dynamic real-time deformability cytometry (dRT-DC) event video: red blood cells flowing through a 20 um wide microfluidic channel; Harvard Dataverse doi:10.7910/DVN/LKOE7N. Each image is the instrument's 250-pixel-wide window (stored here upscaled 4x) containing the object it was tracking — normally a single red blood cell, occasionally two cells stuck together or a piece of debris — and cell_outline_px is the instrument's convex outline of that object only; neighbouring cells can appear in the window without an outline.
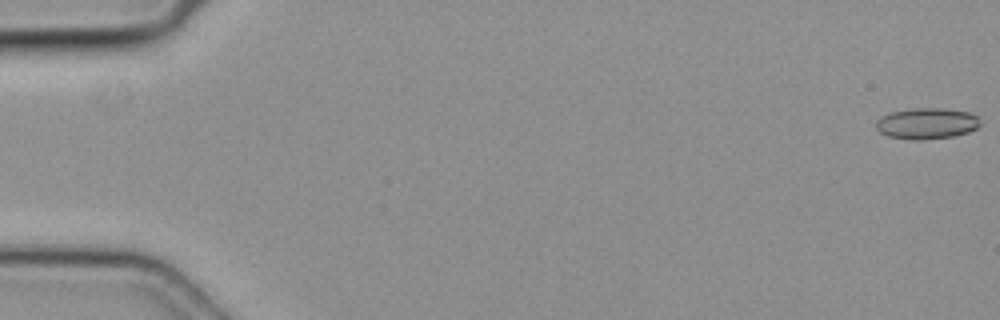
{"species": "common noctule bat (a hibernating species)", "species_latin": "Nyctalus noctula", "temperature_condition": "cold", "stored_images_in_passage": 5, "camera_frame_rate_fps": 3000, "um_per_image_px": 0.085, "animal": {"sex": "female", "body_mass_g": 19.3, "forearm_length_mm": 54.1}, "frame": {"image": 1, "passage_image": 5, "time_ms": 1.333, "image_size_px": [1000, 320], "cell_outline_px": [[980, 124], [976, 128], [968, 132], [952, 136], [924, 140], [912, 140], [888, 136], [880, 132], [876, 128], [876, 120], [880, 116], [892, 112], [912, 108], [944, 108], [968, 112], [976, 116]], "centroid_in_image_um": [78.73, 10.49], "position_along_channel_um": 6.3, "area_um2": 18.84}}